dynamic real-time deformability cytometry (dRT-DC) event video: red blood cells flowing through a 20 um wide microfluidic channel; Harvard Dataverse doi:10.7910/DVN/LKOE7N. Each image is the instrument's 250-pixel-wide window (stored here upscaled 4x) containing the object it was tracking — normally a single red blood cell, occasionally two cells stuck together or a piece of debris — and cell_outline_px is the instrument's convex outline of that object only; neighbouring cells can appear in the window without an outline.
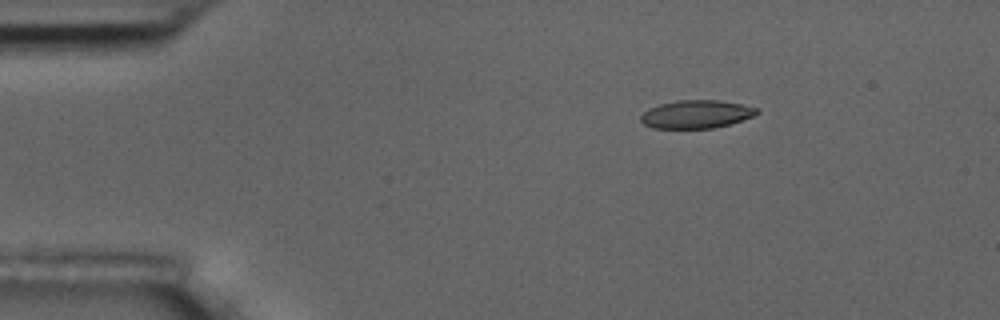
{"species": "common noctule bat (a hibernating species)", "species_latin": "Nyctalus noctula", "temperature_condition": "room temperature", "stored_images_in_passage": 7, "camera_frame_rate_fps": 3000, "um_per_image_px": 0.085, "animal": {"sex": "male", "body_mass_g": 17.5, "forearm_length_mm": 52.3}, "frame": {"image": 1, "passage_image": 3, "time_ms": 2.667, "image_size_px": [1000, 320], "cell_outline_px": [[760, 112], [752, 116], [732, 124], [712, 128], [652, 128], [644, 124], [640, 120], [640, 116], [648, 108], [660, 104], [676, 100], [716, 100], [740, 104], [756, 108]], "centroid_in_image_um": [59.15, 9.71], "position_along_channel_um": 25.8, "area_um2": 18.96}}